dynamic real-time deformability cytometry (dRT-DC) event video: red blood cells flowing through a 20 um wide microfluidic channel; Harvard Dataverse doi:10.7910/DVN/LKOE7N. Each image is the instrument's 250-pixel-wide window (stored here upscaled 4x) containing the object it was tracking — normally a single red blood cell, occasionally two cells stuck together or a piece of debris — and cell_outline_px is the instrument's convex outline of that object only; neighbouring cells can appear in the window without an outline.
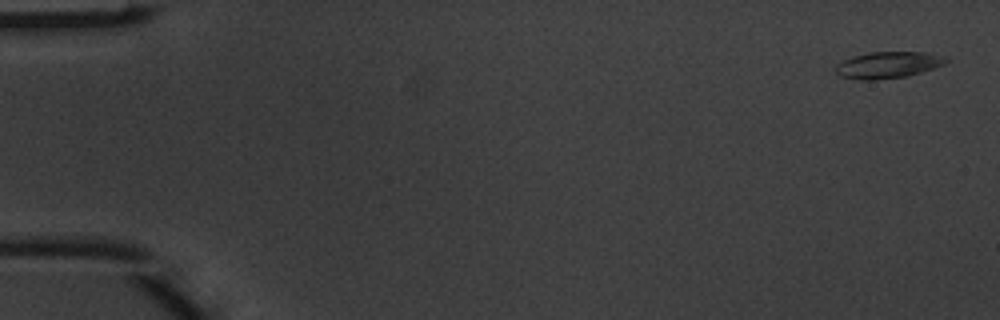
{"species": "common noctule bat (a hibernating species)", "species_latin": "Nyctalus noctula", "temperature_condition": "warm", "stored_images_in_passage": 3, "segment_of_instrument_passage": [2, 2], "camera_frame_rate_fps": 3000, "um_per_image_px": 0.085, "animal": {"sex": "male", "body_mass_g": 20.1, "forearm_length_mm": 53.5}, "frame": {"image": 1, "passage_image": 3, "time_ms": 0.667, "image_size_px": [1000, 320], "cell_outline_px": [[948, 60], [944, 64], [908, 76], [876, 80], [860, 80], [840, 76], [836, 72], [836, 64], [852, 56], [872, 52], [924, 52], [948, 56]], "centroid_in_image_um": [75.48, 5.52], "position_along_channel_um": 9.5, "area_um2": 17.05}}